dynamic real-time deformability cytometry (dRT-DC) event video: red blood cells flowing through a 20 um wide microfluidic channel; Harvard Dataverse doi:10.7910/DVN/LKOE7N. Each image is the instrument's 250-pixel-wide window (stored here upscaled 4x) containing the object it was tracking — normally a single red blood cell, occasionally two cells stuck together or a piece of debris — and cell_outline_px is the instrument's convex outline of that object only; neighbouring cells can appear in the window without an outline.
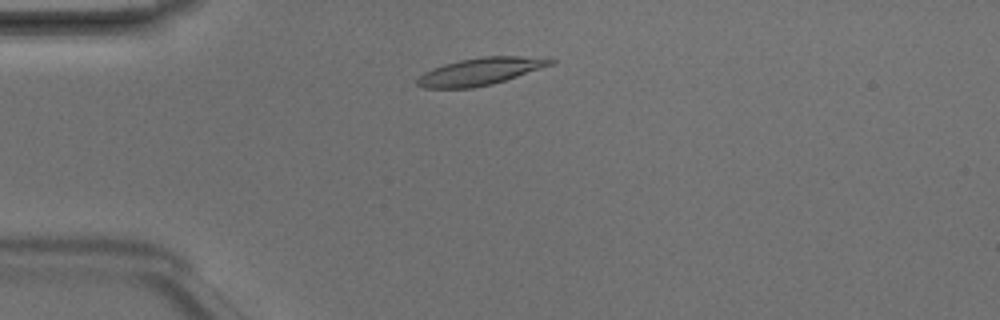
{"species": "Egyptian fruit bat (a non-hibernating species)", "species_latin": "Rousettus aegyptiacus", "temperature_condition": "room temperature", "stored_images_in_passage": 2, "camera_frame_rate_fps": 3000, "um_per_image_px": 0.085, "animal": {"sex": "male"}, "frame": {"image": 1, "passage_image": 2, "time_ms": 0.333, "image_size_px": [1000, 320], "cell_outline_px": [[556, 60], [552, 64], [492, 84], [472, 88], [424, 88], [416, 84], [416, 80], [424, 72], [432, 68], [444, 64], [460, 60], [484, 56], [548, 56]], "centroid_in_image_um": [40.84, 6.05], "position_along_channel_um": 44.2, "area_um2": 21.15}}